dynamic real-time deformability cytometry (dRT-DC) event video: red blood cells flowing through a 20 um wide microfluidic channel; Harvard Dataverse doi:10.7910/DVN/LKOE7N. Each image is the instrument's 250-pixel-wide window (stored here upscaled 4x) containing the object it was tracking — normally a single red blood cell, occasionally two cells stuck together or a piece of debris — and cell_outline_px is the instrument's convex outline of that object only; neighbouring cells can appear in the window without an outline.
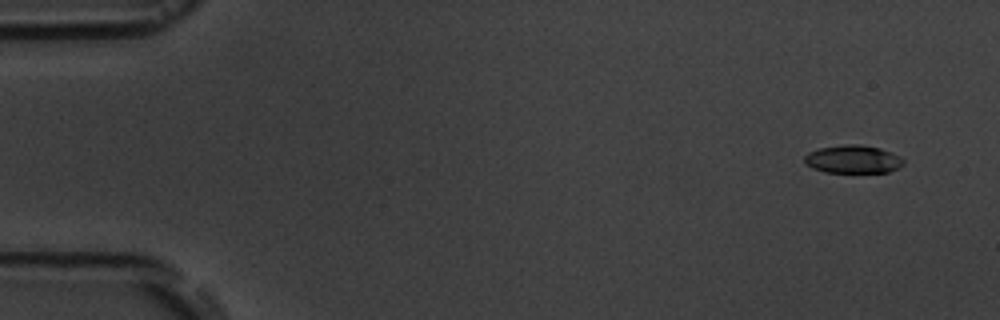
{"species": "common noctule bat (a hibernating species)", "species_latin": "Nyctalus noctula", "temperature_condition": "room temperature", "stored_images_in_passage": 5, "camera_frame_rate_fps": 3000, "um_per_image_px": 0.085, "animal": {"sex": "male", "body_mass_g": 19.5, "forearm_length_mm": 54.6}, "frame": {"image": 1, "passage_image": 1, "time_ms": 0.0, "image_size_px": [1000, 320], "cell_outline_px": [[904, 164], [888, 172], [824, 172], [812, 168], [804, 164], [804, 156], [808, 152], [820, 148], [844, 144], [860, 144], [880, 148], [900, 156], [904, 160]], "centroid_in_image_um": [72.47, 13.53], "position_along_channel_um": 12.5, "area_um2": 16.24}}
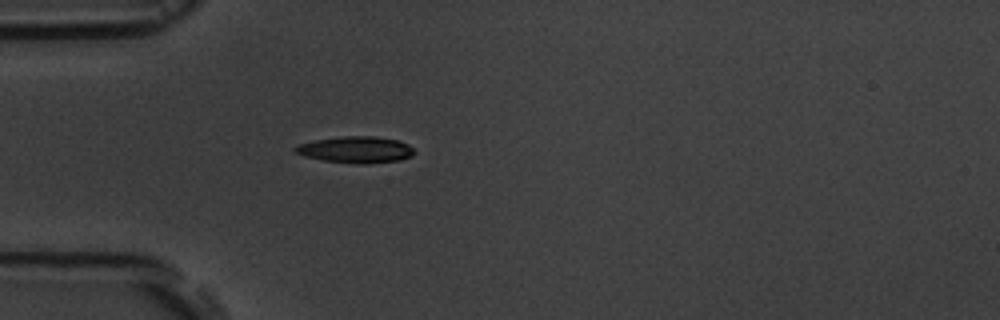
{"frame": {"image": 2, "passage_image": 5, "time_ms": 4.333, "image_size_px": [1000, 320], "cell_outline_px": [[416, 152], [412, 156], [400, 160], [364, 164], [360, 164], [324, 160], [304, 156], [296, 152], [292, 148], [300, 144], [312, 140], [340, 136], [376, 136], [400, 140], [408, 144]], "centroid_in_image_um": [30.27, 12.71], "position_along_channel_um": 54.7, "area_um2": 18.5}}